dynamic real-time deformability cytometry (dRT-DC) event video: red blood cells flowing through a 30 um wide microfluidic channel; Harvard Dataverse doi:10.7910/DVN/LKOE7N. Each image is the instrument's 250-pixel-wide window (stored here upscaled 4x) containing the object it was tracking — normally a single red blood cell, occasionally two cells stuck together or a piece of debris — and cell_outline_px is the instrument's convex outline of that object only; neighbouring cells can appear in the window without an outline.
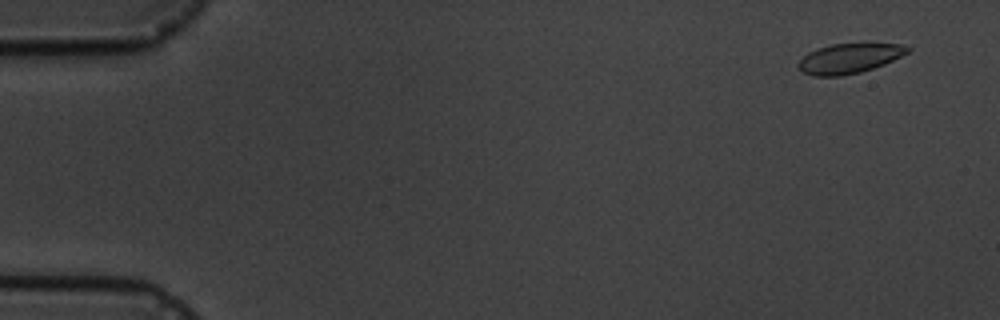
{"species": "common noctule bat (a hibernating species)", "species_latin": "Nyctalus noctula", "temperature_condition": "cold", "stored_images_in_passage": 6, "camera_frame_rate_fps": 3000, "um_per_image_px": 0.085, "animal": {"sex": "male", "body_mass_g": 19.5, "forearm_length_mm": 54.6}, "frame": {"image": 1, "passage_image": 2, "time_ms": 1.0, "image_size_px": [1000, 320], "cell_outline_px": [[912, 48], [908, 52], [884, 64], [860, 72], [840, 76], [812, 76], [804, 72], [796, 64], [808, 52], [832, 44], [868, 40], [904, 44]], "centroid_in_image_um": [72.26, 4.9], "position_along_channel_um": 12.7, "area_um2": 19.71}}
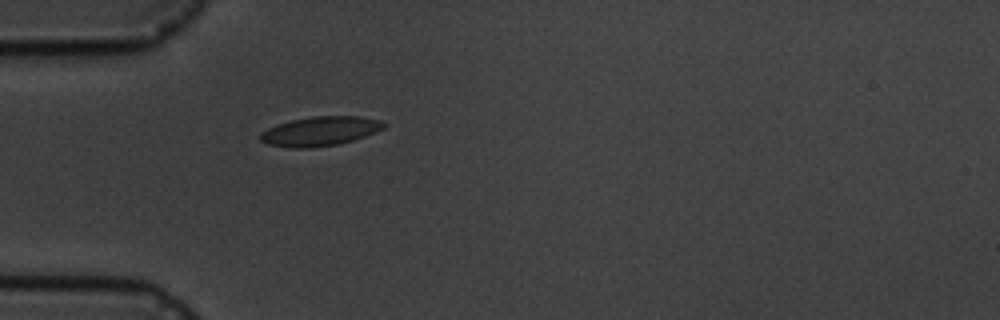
{"frame": {"image": 2, "passage_image": 6, "time_ms": 5.667, "image_size_px": [1000, 320], "cell_outline_px": [[388, 124], [384, 128], [364, 136], [340, 144], [308, 148], [292, 148], [268, 144], [260, 140], [260, 132], [276, 124], [292, 120], [312, 116], [360, 116], [380, 120]], "centroid_in_image_um": [27.2, 11.15], "position_along_channel_um": 57.8, "area_um2": 21.1}}